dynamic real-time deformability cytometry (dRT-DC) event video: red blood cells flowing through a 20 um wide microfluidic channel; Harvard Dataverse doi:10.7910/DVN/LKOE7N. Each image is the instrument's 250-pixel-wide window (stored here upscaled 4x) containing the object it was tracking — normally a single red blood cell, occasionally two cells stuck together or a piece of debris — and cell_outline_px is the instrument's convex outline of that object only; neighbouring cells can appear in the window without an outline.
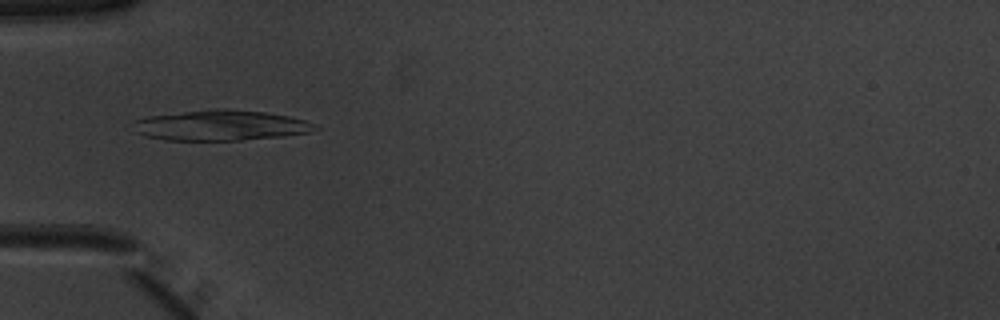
{"species": "common noctule bat (a hibernating species)", "species_latin": "Nyctalus noctula", "temperature_condition": "warm", "stored_images_in_passage": 51, "camera_frame_rate_fps": 3000, "um_per_image_px": 0.085, "animal": {"sex": "male", "body_mass_g": 20.1, "forearm_length_mm": 53.5}, "frame": {"image": 1, "passage_image": 17, "time_ms": 5.333, "image_size_px": [1000, 320], "cell_outline_px": [[320, 128], [308, 132], [280, 136], [240, 140], [164, 140], [144, 136], [136, 132], [132, 120], [148, 116], [216, 108], [228, 108], [264, 112], [288, 116], [304, 120]], "centroid_in_image_um": [18.69, 10.65], "position_along_channel_um": 66.3, "area_um2": 32.08}}
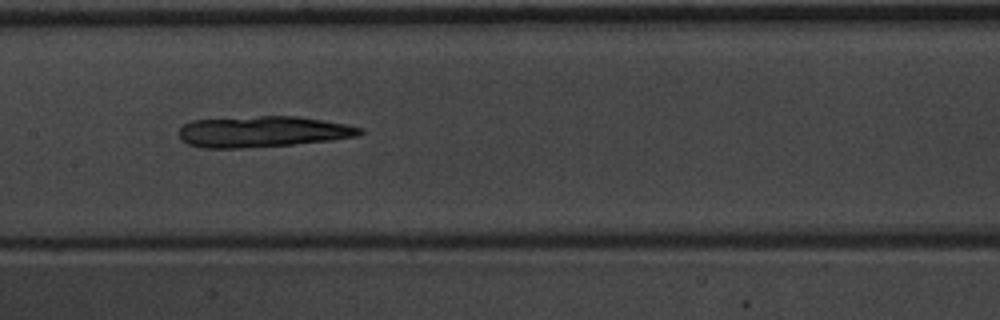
{"frame": {"image": 2, "passage_image": 26, "time_ms": 8.333, "image_size_px": [1000, 320], "cell_outline_px": [[364, 132], [356, 136], [332, 140], [292, 144], [240, 148], [204, 148], [188, 144], [180, 140], [180, 128], [184, 124], [192, 120], [260, 116], [300, 116], [348, 124], [364, 128]], "centroid_in_image_um": [22.36, 11.18], "position_along_channel_um": 185.0, "area_um2": 32.77}}
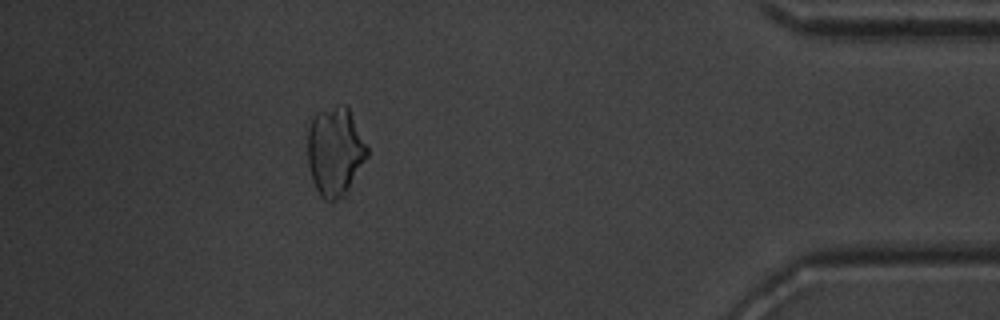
{"frame": {"image": 3, "passage_image": 46, "time_ms": 15.0, "image_size_px": [1000, 320], "cell_outline_px": [[368, 156], [344, 196], [336, 200], [324, 200], [320, 196], [312, 180], [308, 164], [308, 128], [316, 112], [344, 104], [348, 104], [368, 148]], "centroid_in_image_um": [28.49, 12.86], "position_along_channel_um": 406.7, "area_um2": 30.87}}